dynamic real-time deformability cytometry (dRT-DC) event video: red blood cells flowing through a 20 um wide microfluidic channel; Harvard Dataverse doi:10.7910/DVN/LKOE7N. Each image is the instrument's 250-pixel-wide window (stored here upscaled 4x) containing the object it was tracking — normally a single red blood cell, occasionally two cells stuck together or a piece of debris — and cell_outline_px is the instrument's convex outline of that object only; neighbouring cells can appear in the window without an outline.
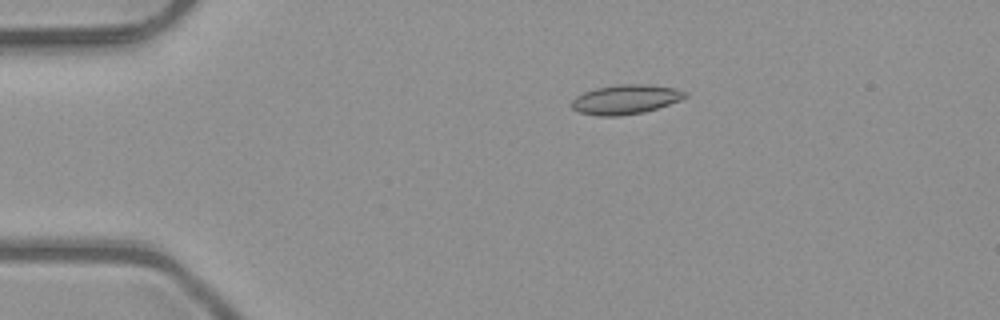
{"species": "common noctule bat (a hibernating species)", "species_latin": "Nyctalus noctula", "temperature_condition": "room temperature", "stored_images_in_passage": 5, "camera_frame_rate_fps": 3000, "um_per_image_px": 0.085, "animal": {"sex": "male", "body_mass_g": 23.1, "forearm_length_mm": 52.7}, "frame": {"image": 1, "passage_image": 2, "time_ms": 0.333, "image_size_px": [1000, 320], "cell_outline_px": [[688, 96], [680, 100], [644, 112], [620, 116], [600, 116], [580, 112], [572, 108], [572, 100], [576, 96], [584, 92], [596, 88], [620, 84], [648, 84], [676, 88], [688, 92]], "centroid_in_image_um": [53.2, 8.44], "position_along_channel_um": 31.8, "area_um2": 19.42}}
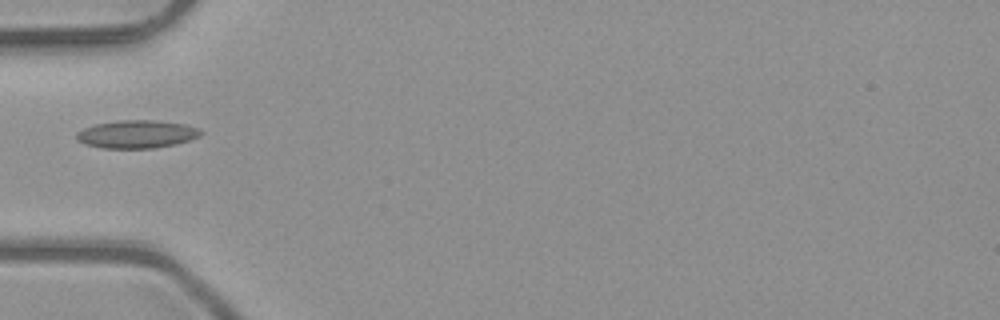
{"frame": {"image": 2, "passage_image": 4, "time_ms": 1.0, "image_size_px": [1000, 320], "cell_outline_px": [[204, 132], [200, 136], [188, 140], [172, 144], [152, 148], [100, 148], [84, 144], [76, 140], [76, 132], [84, 128], [96, 124], [120, 120], [156, 120], [184, 124], [200, 128]], "centroid_in_image_um": [11.6, 11.4], "position_along_channel_um": 73.4, "area_um2": 20.23}}
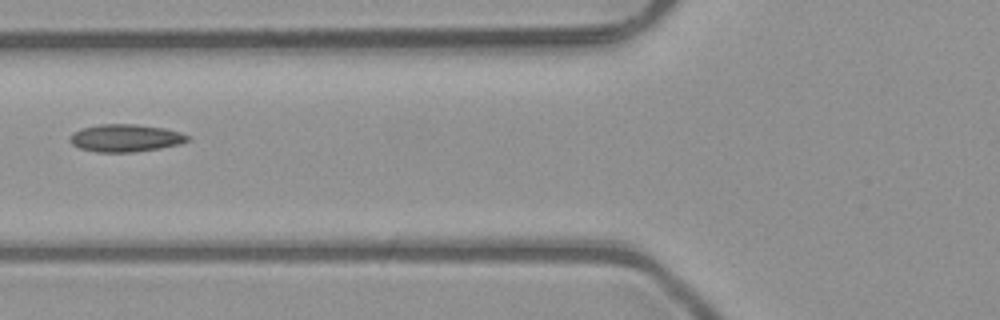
{"frame": {"image": 3, "passage_image": 5, "time_ms": 1.333, "image_size_px": [1000, 320], "cell_outline_px": [[188, 140], [180, 144], [160, 148], [132, 152], [96, 152], [80, 148], [72, 144], [68, 140], [72, 132], [84, 128], [100, 124], [136, 124], [164, 128], [180, 132], [188, 136]], "centroid_in_image_um": [10.64, 11.73], "position_along_channel_um": 115.2, "area_um2": 18.79}}